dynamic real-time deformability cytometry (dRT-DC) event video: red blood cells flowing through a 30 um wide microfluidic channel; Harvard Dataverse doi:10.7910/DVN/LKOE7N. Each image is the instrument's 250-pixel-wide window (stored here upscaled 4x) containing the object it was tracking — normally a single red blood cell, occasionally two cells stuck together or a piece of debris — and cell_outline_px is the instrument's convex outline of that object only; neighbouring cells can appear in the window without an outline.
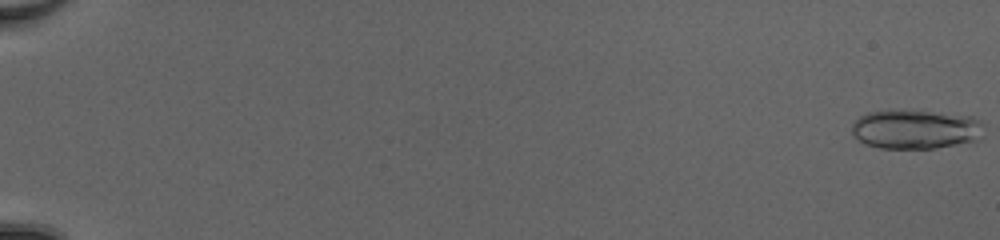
{"species": "common noctule bat (a hibernating species)", "species_latin": "Nyctalus noctula", "temperature_condition": "cold", "stored_images_in_passage": 52, "camera_frame_rate_fps": 3000, "um_per_image_px": 0.085, "animal": {"sex": "female", "body_mass_g": 20.0, "forearm_length_mm": 54.0}, "frame": {"image": 1, "passage_image": 1, "time_ms": 0.0, "image_size_px": [1000, 240], "cell_outline_px": [[984, 136], [980, 140], [932, 148], [880, 148], [864, 144], [852, 132], [852, 124], [860, 116], [868, 112], [928, 112], [972, 116], [980, 120], [984, 124]], "centroid_in_image_um": [77.9, 11.02], "position_along_channel_um": 7.1, "area_um2": 29.71}}
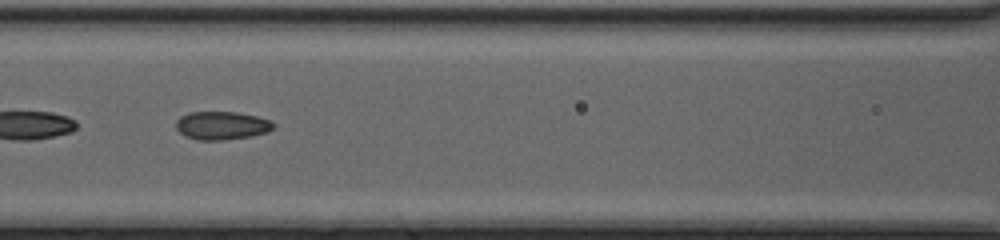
{"frame": {"image": 2, "passage_image": 27, "time_ms": 8.667, "image_size_px": [1000, 240], "cell_outline_px": [[276, 128], [268, 132], [252, 136], [224, 140], [196, 140], [184, 136], [176, 128], [176, 120], [180, 116], [188, 112], [236, 112], [256, 116], [272, 120], [276, 124]], "centroid_in_image_um": [18.88, 10.67], "position_along_channel_um": 147.7, "area_um2": 16.36}}
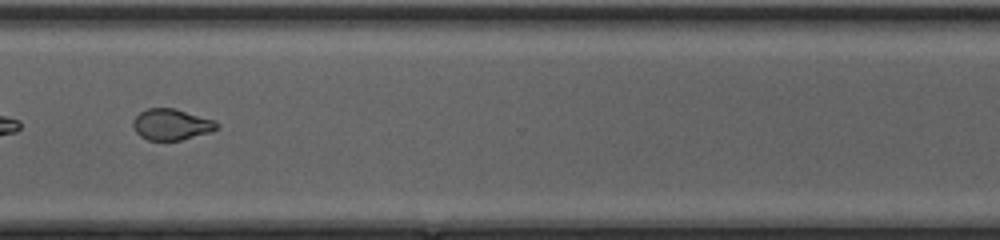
{"frame": {"image": 3, "passage_image": 42, "time_ms": 13.667, "image_size_px": [1000, 240], "cell_outline_px": [[220, 128], [212, 132], [180, 140], [148, 140], [140, 136], [136, 132], [132, 124], [132, 120], [140, 112], [148, 108], [176, 108], [216, 120], [220, 124]], "centroid_in_image_um": [14.62, 10.57], "position_along_channel_um": 356.0, "area_um2": 15.49}, "authors_computed_cell_mechanics": {"area_um2": 16.6464, "velocity_mm_per_s": 4.1731, "shape_relaxation_time_tau1_ms": null, "shape_relaxation_time_tau2_ms": 1.1185, "deformation_change_tau1": null, "deformation_change_tau2": 0.0513}}